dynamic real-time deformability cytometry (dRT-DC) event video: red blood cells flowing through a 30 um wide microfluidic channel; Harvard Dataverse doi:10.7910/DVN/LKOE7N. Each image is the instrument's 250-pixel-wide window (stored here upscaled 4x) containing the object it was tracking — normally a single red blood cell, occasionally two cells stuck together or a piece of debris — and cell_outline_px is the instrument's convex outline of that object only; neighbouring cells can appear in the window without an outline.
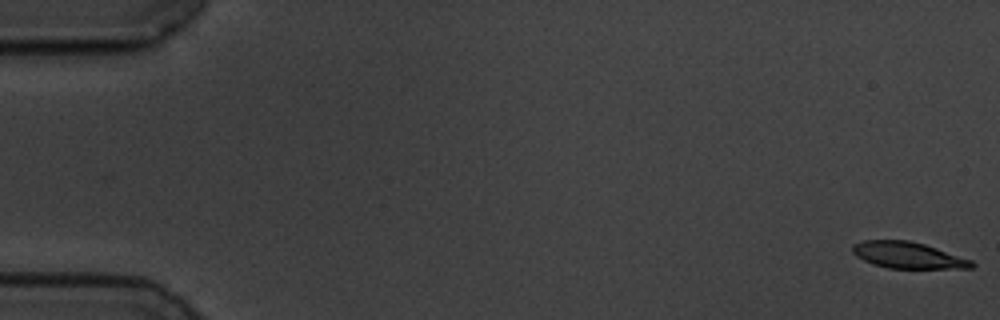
{"species": "common noctule bat (a hibernating species)", "species_latin": "Nyctalus noctula", "temperature_condition": "cold", "stored_images_in_passage": 58, "camera_frame_rate_fps": 3000, "um_per_image_px": 0.085, "animal": {"sex": "male", "body_mass_g": 19.5, "forearm_length_mm": 54.6}, "frame": {"image": 1, "passage_image": 1, "time_ms": 0.0, "image_size_px": [1000, 320], "cell_outline_px": [[976, 264], [972, 268], [888, 268], [872, 264], [856, 256], [852, 252], [852, 244], [864, 240], [908, 240], [924, 244], [972, 260]], "centroid_in_image_um": [77.15, 21.69], "position_along_channel_um": 7.9, "area_um2": 18.26}}
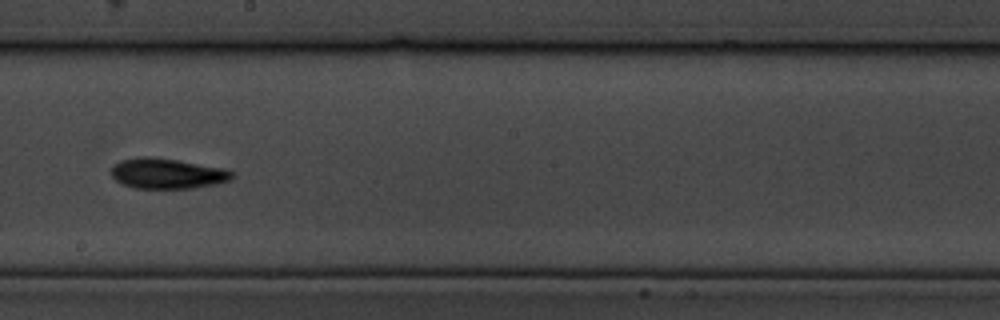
{"frame": {"image": 2, "passage_image": 33, "time_ms": 10.667, "image_size_px": [1000, 320], "cell_outline_px": [[232, 176], [228, 180], [216, 184], [192, 188], [136, 188], [124, 184], [116, 180], [108, 172], [112, 164], [120, 160], [136, 156], [152, 156], [224, 168], [232, 172]], "centroid_in_image_um": [14.12, 14.73], "position_along_channel_um": 234.1, "area_um2": 21.44}}
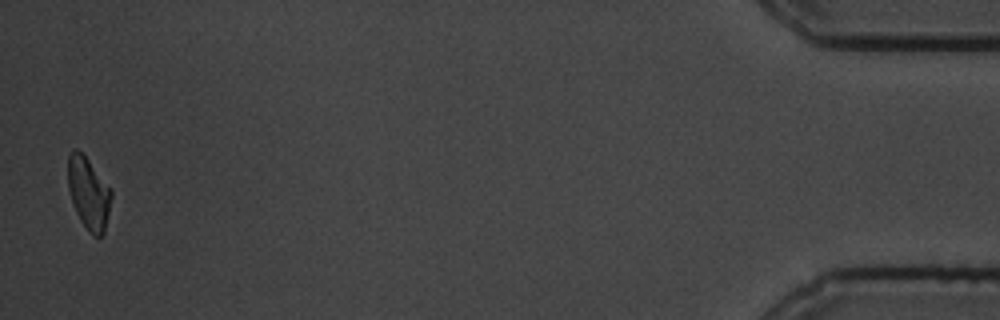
{"frame": {"image": 3, "passage_image": 57, "time_ms": 18.667, "image_size_px": [1000, 320], "cell_outline_px": [[112, 196], [104, 232], [100, 236], [96, 236], [88, 232], [80, 220], [76, 212], [68, 188], [68, 152], [72, 148], [76, 148], [88, 160], [112, 188]], "centroid_in_image_um": [7.53, 16.4], "position_along_channel_um": 427.7, "area_um2": 18.21}, "authors_computed_cell_mechanics": {"area_um2": 19.9699, "velocity_mm_per_s": 3.4996, "shape_relaxation_time_tau1_ms": 4.2608, "shape_relaxation_time_tau2_ms": 4.2349, "deformation_change_tau1": 0.1448, "deformation_change_tau2": 0.1011}}